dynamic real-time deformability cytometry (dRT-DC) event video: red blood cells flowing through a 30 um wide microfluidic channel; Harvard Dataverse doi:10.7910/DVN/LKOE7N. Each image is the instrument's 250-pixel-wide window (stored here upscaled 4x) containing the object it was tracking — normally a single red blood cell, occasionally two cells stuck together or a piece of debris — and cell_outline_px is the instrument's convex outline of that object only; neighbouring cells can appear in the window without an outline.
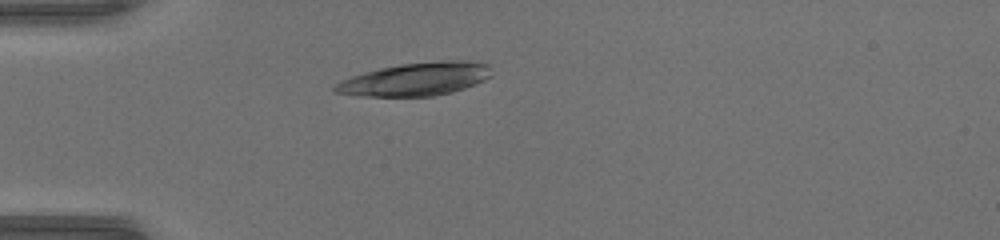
{"species": "common noctule bat (a hibernating species)", "species_latin": "Nyctalus noctula", "temperature_condition": "warm", "stored_images_in_passage": 31, "camera_frame_rate_fps": 3000, "um_per_image_px": 0.085, "animal": {"sex": "female", "body_mass_g": 17.0, "forearm_length_mm": 48.0}, "frame": {"image": 1, "passage_image": 1, "time_ms": 0.0, "image_size_px": [1000, 240], "cell_outline_px": [[492, 76], [484, 80], [464, 88], [452, 92], [432, 96], [356, 96], [332, 92], [332, 88], [336, 84], [352, 76], [364, 72], [380, 68], [400, 64], [440, 60], [468, 60], [488, 64]], "centroid_in_image_um": [35.33, 6.72], "position_along_channel_um": 49.7, "area_um2": 30.23}}
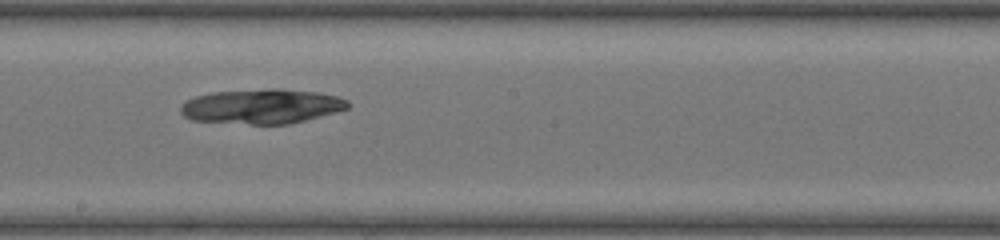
{"frame": {"image": 2, "passage_image": 15, "time_ms": 4.667, "image_size_px": [1000, 240], "cell_outline_px": [[352, 104], [348, 108], [336, 112], [288, 124], [248, 124], [192, 120], [184, 116], [180, 112], [180, 108], [184, 100], [196, 96], [212, 92], [268, 88], [280, 88], [316, 92], [336, 96], [348, 100]], "centroid_in_image_um": [22.24, 9.03], "position_along_channel_um": 226.0, "area_um2": 33.99}}
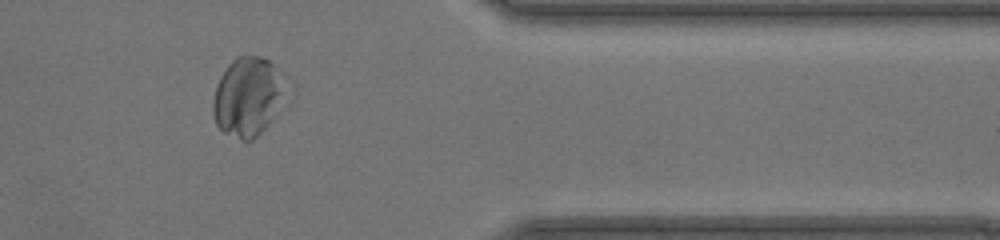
{"frame": {"image": 3, "passage_image": 28, "time_ms": 9.0, "image_size_px": [1000, 240], "cell_outline_px": [[296, 96], [252, 140], [240, 140], [224, 132], [216, 124], [212, 112], [212, 100], [216, 84], [220, 76], [228, 64], [236, 56], [260, 56], [268, 60], [296, 88]], "centroid_in_image_um": [21.23, 8.2], "position_along_channel_um": 390.2, "area_um2": 35.66}}